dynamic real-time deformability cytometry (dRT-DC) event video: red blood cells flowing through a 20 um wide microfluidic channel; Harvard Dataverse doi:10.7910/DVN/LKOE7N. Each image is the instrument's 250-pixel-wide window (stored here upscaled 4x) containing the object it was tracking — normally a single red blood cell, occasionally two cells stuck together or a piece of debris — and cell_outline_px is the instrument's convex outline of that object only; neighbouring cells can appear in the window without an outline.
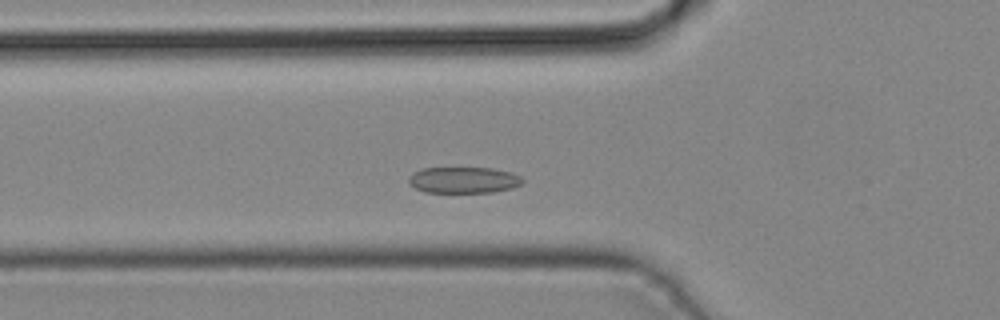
{"species": "common noctule bat (a hibernating species)", "species_latin": "Nyctalus noctula", "temperature_condition": "cold", "stored_images_in_passage": 38, "segment_of_instrument_passage": [1, 2], "camera_frame_rate_fps": 3000, "um_per_image_px": 0.085, "animal": {"sex": "male", "body_mass_g": 19.2, "forearm_length_mm": 51.8}, "frame": {"image": 1, "passage_image": 8, "time_ms": 2.333, "image_size_px": [1000, 320], "cell_outline_px": [[524, 180], [520, 184], [512, 188], [492, 192], [424, 192], [416, 188], [408, 180], [408, 176], [412, 172], [420, 168], [492, 168], [512, 172], [520, 176]], "centroid_in_image_um": [39.4, 15.29], "position_along_channel_um": 86.4, "area_um2": 17.4}}
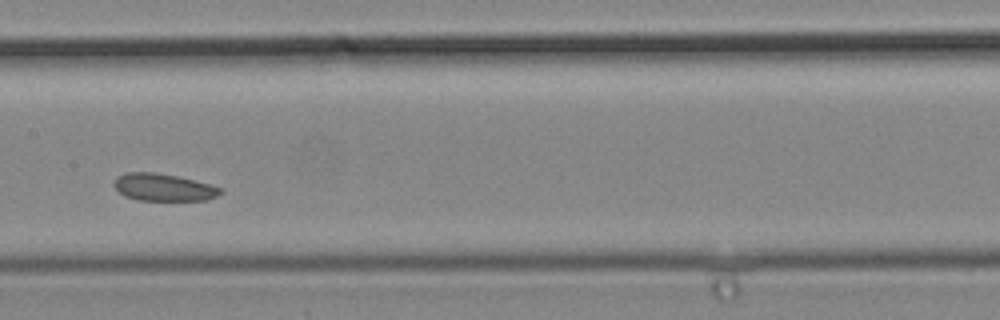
{"frame": {"image": 2, "passage_image": 15, "time_ms": 4.667, "image_size_px": [1000, 320], "cell_outline_px": [[224, 192], [216, 196], [204, 200], [140, 200], [124, 196], [112, 184], [116, 176], [128, 172], [156, 172], [176, 176], [212, 184], [224, 188]], "centroid_in_image_um": [13.91, 15.91], "position_along_channel_um": 193.5, "area_um2": 17.05}}
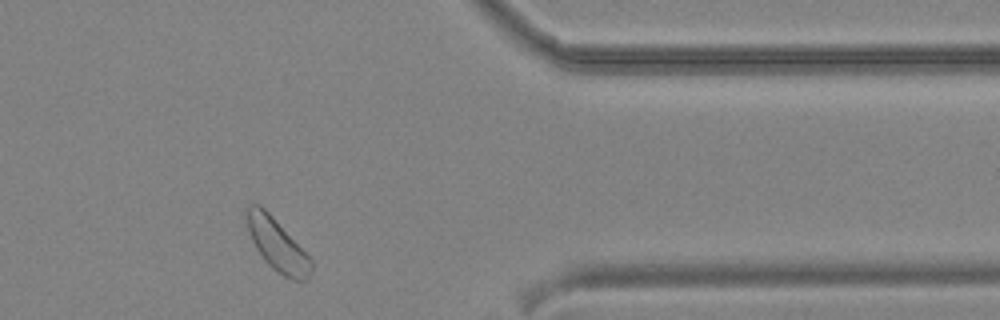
{"frame": {"image": 3, "passage_image": 29, "time_ms": 9.333, "image_size_px": [1000, 320], "cell_outline_px": [[312, 272], [308, 280], [292, 280], [284, 276], [272, 268], [264, 260], [256, 248], [248, 232], [244, 212], [244, 208], [252, 204], [260, 204], [272, 216], [312, 260]], "centroid_in_image_um": [23.53, 20.8], "position_along_channel_um": 387.9, "area_um2": 19.54}}